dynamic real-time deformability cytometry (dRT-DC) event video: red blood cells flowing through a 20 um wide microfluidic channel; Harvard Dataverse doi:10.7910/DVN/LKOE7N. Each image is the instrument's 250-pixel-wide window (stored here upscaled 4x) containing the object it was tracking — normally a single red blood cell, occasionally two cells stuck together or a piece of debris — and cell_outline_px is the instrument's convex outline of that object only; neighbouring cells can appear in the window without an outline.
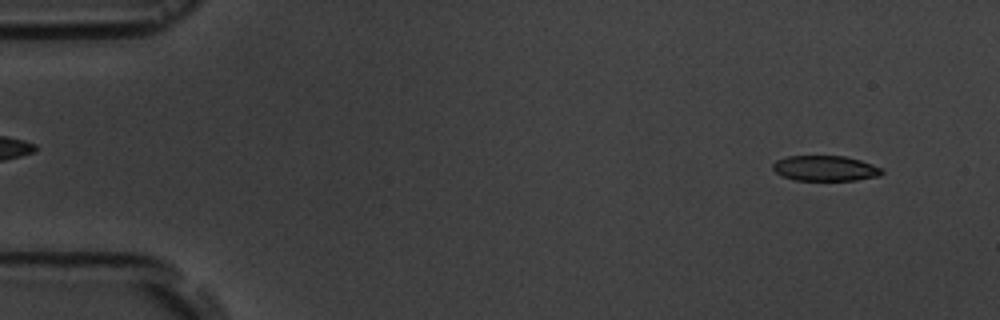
{"species": "common noctule bat (a hibernating species)", "species_latin": "Nyctalus noctula", "temperature_condition": "room temperature", "stored_images_in_passage": 6, "camera_frame_rate_fps": 3000, "um_per_image_px": 0.085, "animal": {"sex": "male", "body_mass_g": 19.5, "forearm_length_mm": 54.6}, "frame": {"image": 1, "passage_image": 1, "time_ms": 0.0, "image_size_px": [1000, 320], "cell_outline_px": [[884, 172], [880, 176], [856, 180], [792, 180], [780, 176], [772, 168], [772, 164], [776, 160], [788, 156], [844, 156], [860, 160], [884, 168]], "centroid_in_image_um": [70.15, 14.31], "position_along_channel_um": 14.9, "area_um2": 16.3}}
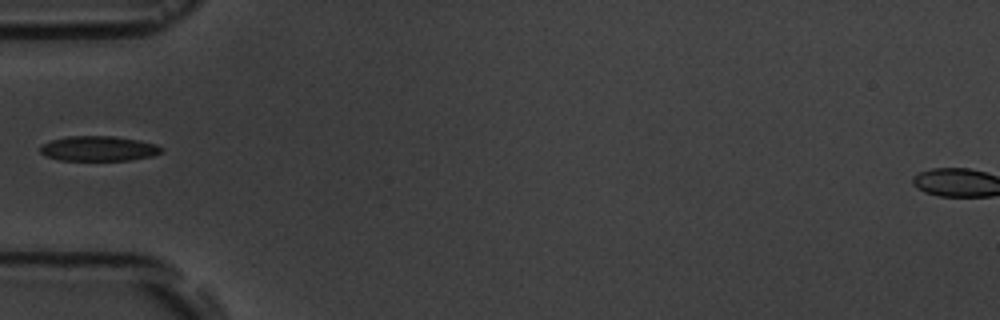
{"frame": {"image": 2, "passage_image": 5, "time_ms": 4.667, "image_size_px": [1000, 320], "cell_outline_px": [[164, 152], [152, 156], [128, 160], [60, 160], [44, 156], [40, 152], [40, 144], [52, 140], [68, 136], [112, 136], [140, 140], [156, 144], [164, 148]], "centroid_in_image_um": [8.39, 12.62], "position_along_channel_um": 76.6, "area_um2": 17.8}}
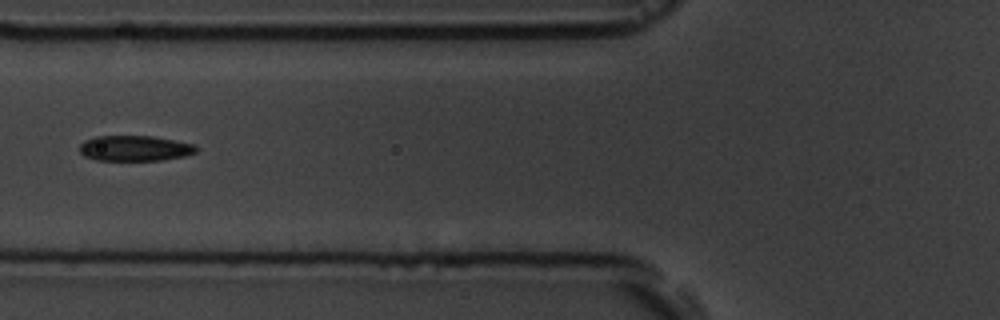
{"frame": {"image": 3, "passage_image": 6, "time_ms": 5.667, "image_size_px": [1000, 320], "cell_outline_px": [[196, 152], [184, 156], [160, 160], [96, 160], [84, 156], [80, 152], [80, 144], [84, 140], [96, 136], [152, 136], [192, 144], [196, 148]], "centroid_in_image_um": [11.4, 12.6], "position_along_channel_um": 114.4, "area_um2": 17.11}}